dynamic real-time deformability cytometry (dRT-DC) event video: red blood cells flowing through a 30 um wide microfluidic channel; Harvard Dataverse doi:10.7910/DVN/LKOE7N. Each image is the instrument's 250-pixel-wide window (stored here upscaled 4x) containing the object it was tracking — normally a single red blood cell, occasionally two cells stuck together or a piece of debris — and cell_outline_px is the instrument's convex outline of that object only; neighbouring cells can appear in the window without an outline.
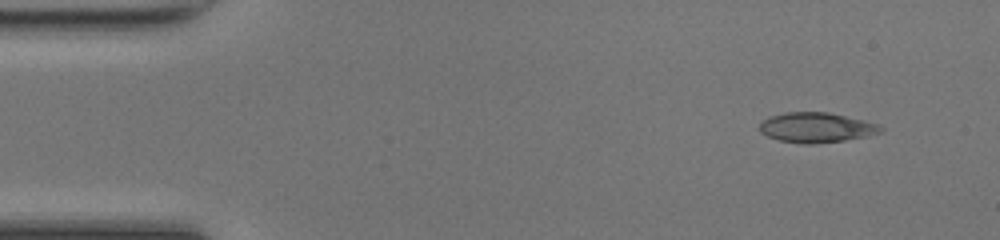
{"species": "common noctule bat (a hibernating species)", "species_latin": "Nyctalus noctula", "temperature_condition": "room temperature", "stored_images_in_passage": 43, "camera_frame_rate_fps": 3000, "um_per_image_px": 0.085, "animal": {"sex": "female", "body_mass_g": 17.0, "forearm_length_mm": 48.0}, "frame": {"image": 1, "passage_image": 1, "time_ms": 0.0, "image_size_px": [1000, 240], "cell_outline_px": [[884, 128], [880, 132], [868, 136], [844, 140], [812, 144], [804, 144], [780, 140], [768, 136], [760, 132], [760, 124], [768, 116], [784, 112], [828, 112], [876, 124]], "centroid_in_image_um": [69.35, 10.84], "position_along_channel_um": 15.7, "area_um2": 20.87}}
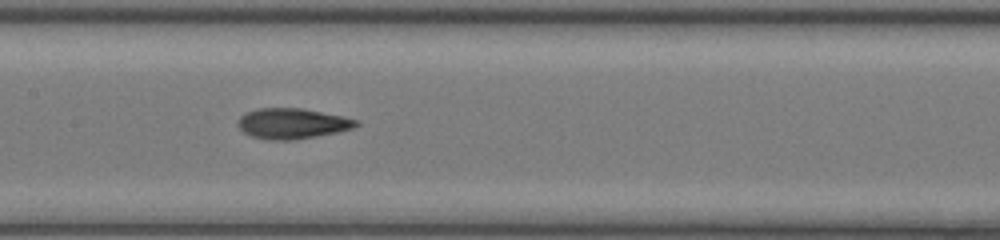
{"frame": {"image": 2, "passage_image": 20, "time_ms": 6.333, "image_size_px": [1000, 240], "cell_outline_px": [[360, 124], [356, 128], [316, 136], [292, 140], [272, 140], [252, 136], [244, 132], [236, 124], [240, 116], [244, 112], [260, 108], [300, 108], [360, 120]], "centroid_in_image_um": [24.84, 10.5], "position_along_channel_um": 182.6, "area_um2": 20.92}}
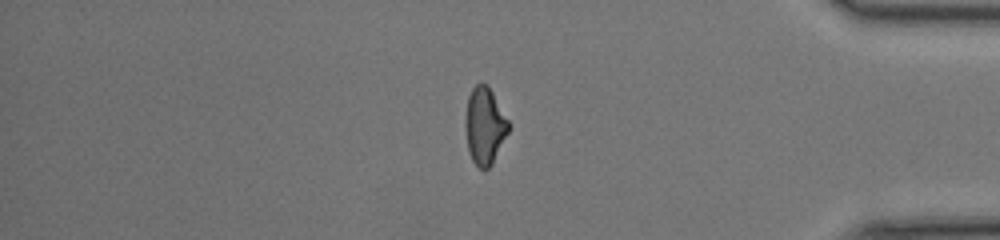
{"frame": {"image": 3, "passage_image": 37, "time_ms": 12.0, "image_size_px": [1000, 240], "cell_outline_px": [[512, 124], [492, 164], [484, 172], [472, 160], [468, 152], [464, 124], [464, 120], [468, 96], [472, 88], [480, 80], [488, 84]], "centroid_in_image_um": [41.2, 10.66], "position_along_channel_um": 394.0, "area_um2": 20.0}}